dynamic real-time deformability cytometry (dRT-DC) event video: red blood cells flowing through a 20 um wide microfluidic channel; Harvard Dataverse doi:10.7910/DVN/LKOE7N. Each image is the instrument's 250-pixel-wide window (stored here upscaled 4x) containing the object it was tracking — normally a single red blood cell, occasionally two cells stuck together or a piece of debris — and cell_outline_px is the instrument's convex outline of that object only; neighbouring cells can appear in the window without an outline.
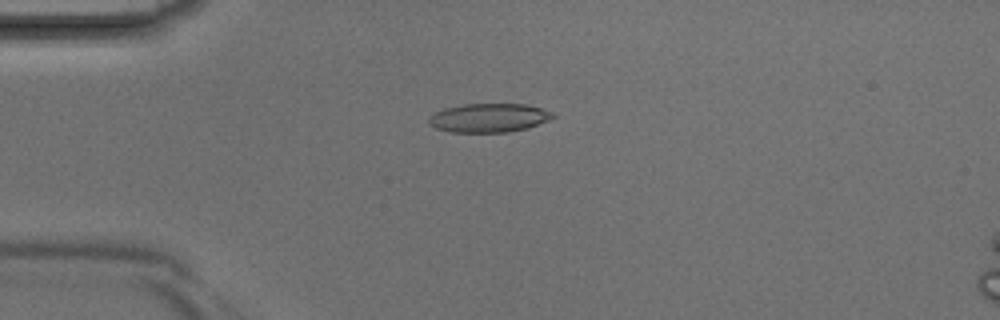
{"species": "Egyptian fruit bat (a non-hibernating species)", "species_latin": "Rousettus aegyptiacus", "temperature_condition": "room temperature", "stored_images_in_passage": 4, "camera_frame_rate_fps": 3000, "um_per_image_px": 0.085, "animal": {"sex": "male"}, "frame": {"image": 1, "passage_image": 4, "time_ms": 1.0, "image_size_px": [1000, 320], "cell_outline_px": [[556, 116], [548, 120], [528, 128], [508, 132], [452, 132], [436, 128], [428, 124], [428, 120], [436, 112], [444, 108], [464, 104], [524, 104], [540, 108], [552, 112]], "centroid_in_image_um": [41.56, 10.02], "position_along_channel_um": 43.4, "area_um2": 20.69}}